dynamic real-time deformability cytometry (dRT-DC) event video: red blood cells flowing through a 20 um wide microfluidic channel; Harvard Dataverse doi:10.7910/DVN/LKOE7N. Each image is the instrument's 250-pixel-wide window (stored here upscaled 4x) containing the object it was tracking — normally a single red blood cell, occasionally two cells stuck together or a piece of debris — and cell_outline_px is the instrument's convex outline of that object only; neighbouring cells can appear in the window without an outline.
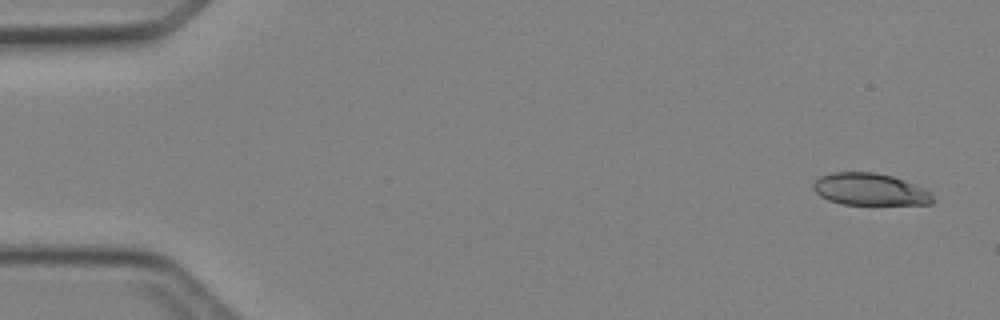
{"species": "Egyptian fruit bat (a non-hibernating species)", "species_latin": "Rousettus aegyptiacus", "temperature_condition": "cold", "stored_images_in_passage": 4, "camera_frame_rate_fps": 3000, "um_per_image_px": 0.085, "animal": {"sex": "female"}, "frame": {"image": 1, "passage_image": 1, "time_ms": 0.0, "image_size_px": [1000, 320], "cell_outline_px": [[936, 200], [932, 204], [844, 204], [828, 200], [820, 196], [812, 188], [812, 184], [820, 176], [832, 172], [872, 172], [892, 176], [904, 180], [932, 192]], "centroid_in_image_um": [73.95, 16.1], "position_along_channel_um": 11.0, "area_um2": 22.37}}
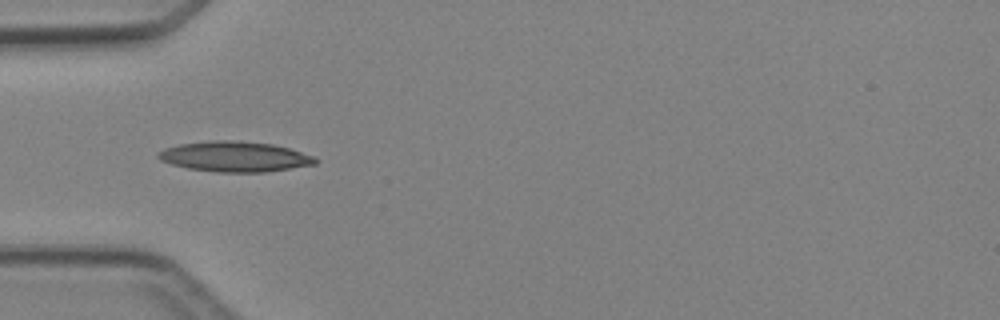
{"frame": {"image": 2, "passage_image": 4, "time_ms": 4.333, "image_size_px": [1000, 320], "cell_outline_px": [[316, 164], [264, 172], [216, 172], [188, 168], [172, 164], [160, 160], [156, 156], [156, 152], [164, 148], [180, 144], [212, 140], [232, 140], [272, 144], [288, 148], [312, 156], [316, 160]], "centroid_in_image_um": [19.88, 13.31], "position_along_channel_um": 65.1, "area_um2": 27.51}}